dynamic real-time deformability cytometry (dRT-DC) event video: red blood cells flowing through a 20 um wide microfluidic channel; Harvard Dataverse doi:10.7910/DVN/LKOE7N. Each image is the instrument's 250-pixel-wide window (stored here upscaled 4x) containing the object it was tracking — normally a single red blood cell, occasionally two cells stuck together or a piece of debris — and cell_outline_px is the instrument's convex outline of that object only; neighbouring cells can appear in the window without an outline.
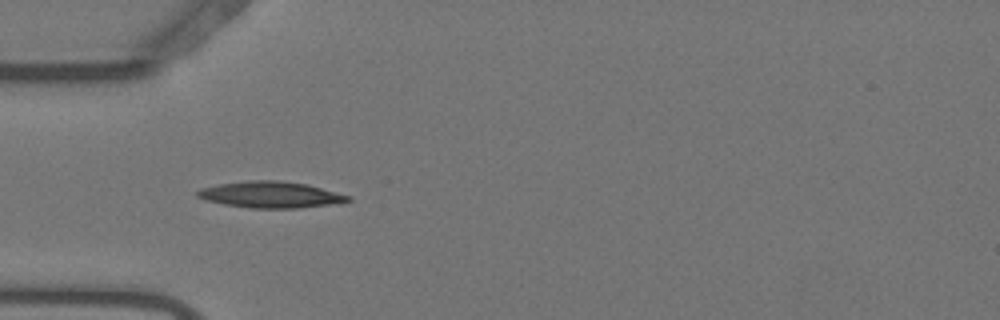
{"species": "Egyptian fruit bat (a non-hibernating species)", "species_latin": "Rousettus aegyptiacus", "temperature_condition": "warm", "stored_images_in_passage": 40, "camera_frame_rate_fps": 3000, "um_per_image_px": 0.085, "animal": {"sex": "female"}, "frame": {"image": 1, "passage_image": 2, "time_ms": 0.333, "image_size_px": [1000, 320], "cell_outline_px": [[352, 200], [340, 204], [300, 208], [252, 208], [224, 204], [208, 200], [196, 196], [196, 192], [200, 188], [216, 184], [252, 180], [280, 180], [308, 184], [352, 196]], "centroid_in_image_um": [23.08, 16.54], "position_along_channel_um": 61.9, "area_um2": 23.41}}
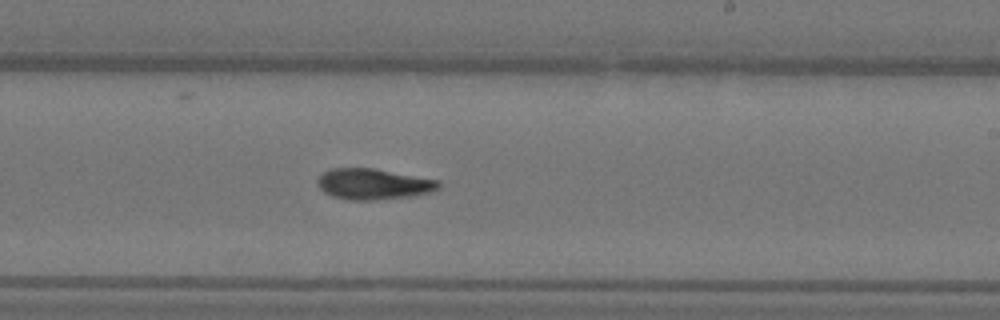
{"frame": {"image": 2, "passage_image": 18, "time_ms": 5.667, "image_size_px": [1000, 320], "cell_outline_px": [[440, 188], [428, 192], [412, 196], [376, 200], [348, 200], [332, 196], [324, 192], [316, 184], [316, 180], [324, 172], [332, 168], [372, 168], [440, 180]], "centroid_in_image_um": [31.72, 15.65], "position_along_channel_um": 257.3, "area_um2": 21.79}}
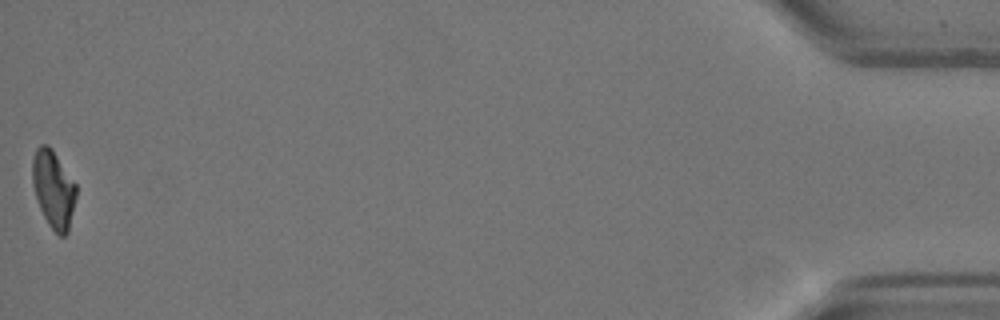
{"frame": {"image": 3, "passage_image": 40, "time_ms": 13.0, "image_size_px": [1000, 320], "cell_outline_px": [[76, 196], [68, 232], [64, 236], [60, 236], [48, 224], [40, 208], [32, 184], [32, 160], [36, 148], [40, 144], [48, 144], [52, 148], [76, 184]], "centroid_in_image_um": [4.53, 16.04], "position_along_channel_um": 430.7, "area_um2": 19.71}, "authors_computed_cell_mechanics": {"area_um2": 21.2126, "velocity_mm_per_s": 3.6805, "shape_relaxation_time_tau1_ms": 8.5686, "shape_relaxation_time_tau2_ms": 4.9508, "deformation_change_tau1": 0.2539, "deformation_change_tau2": 0.1152}}